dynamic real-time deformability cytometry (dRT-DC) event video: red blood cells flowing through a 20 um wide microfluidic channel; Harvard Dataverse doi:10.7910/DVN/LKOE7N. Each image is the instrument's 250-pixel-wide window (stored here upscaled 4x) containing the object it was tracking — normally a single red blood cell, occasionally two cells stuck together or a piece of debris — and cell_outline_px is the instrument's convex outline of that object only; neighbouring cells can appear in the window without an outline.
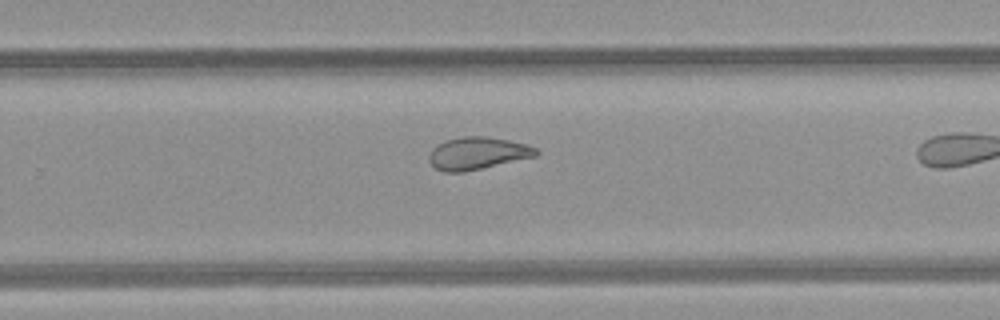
{"species": "common noctule bat (a hibernating species)", "species_latin": "Nyctalus noctula", "temperature_condition": "room temperature", "stored_images_in_passage": 26, "camera_frame_rate_fps": 3000, "um_per_image_px": 0.085, "animal": {"sex": "female", "body_mass_g": 21.9}, "frame": {"image": 1, "passage_image": 19, "time_ms": 6.0, "image_size_px": [1000, 320], "cell_outline_px": [[540, 152], [536, 156], [464, 172], [444, 172], [436, 168], [428, 160], [428, 156], [432, 148], [436, 144], [448, 140], [464, 136], [488, 136], [528, 144], [536, 148]], "centroid_in_image_um": [40.59, 13.02], "position_along_channel_um": 289.2, "area_um2": 20.23}}